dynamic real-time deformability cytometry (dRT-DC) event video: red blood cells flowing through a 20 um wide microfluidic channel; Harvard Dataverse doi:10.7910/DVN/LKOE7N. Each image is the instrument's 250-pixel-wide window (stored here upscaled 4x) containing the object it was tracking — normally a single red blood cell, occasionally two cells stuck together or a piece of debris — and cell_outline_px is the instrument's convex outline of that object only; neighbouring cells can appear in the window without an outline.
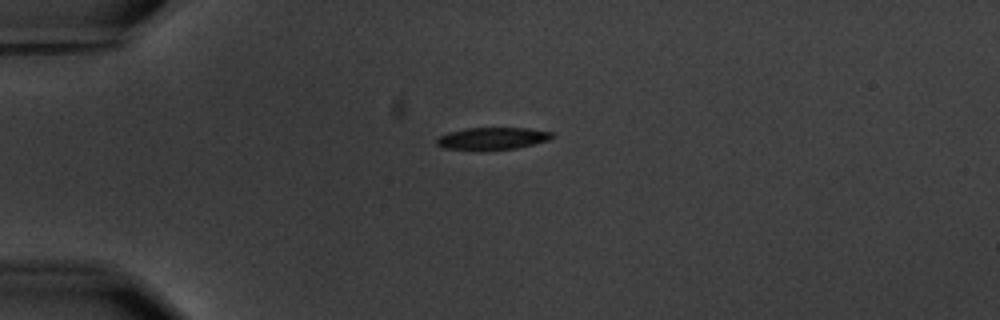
{"species": "common noctule bat (a hibernating species)", "species_latin": "Nyctalus noctula", "temperature_condition": "warm", "stored_images_in_passage": 3, "camera_frame_rate_fps": 3000, "um_per_image_px": 0.085, "animal": {"sex": "male", "body_mass_g": 20.1, "forearm_length_mm": 53.5}, "frame": {"image": 1, "passage_image": 1, "time_ms": 0.0, "image_size_px": [1000, 320], "cell_outline_px": [[556, 136], [548, 140], [516, 148], [488, 152], [476, 152], [440, 148], [436, 144], [436, 140], [440, 136], [448, 132], [464, 128], [528, 128], [552, 132]], "centroid_in_image_um": [41.78, 11.81], "position_along_channel_um": 43.2, "area_um2": 15.66}}
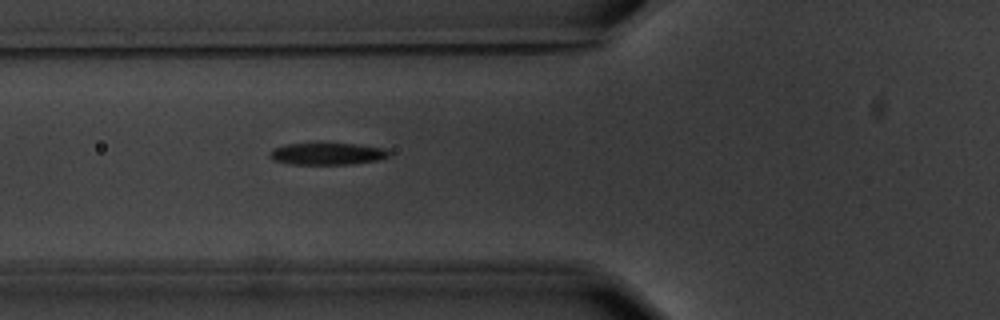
{"frame": {"image": 2, "passage_image": 3, "time_ms": 2.333, "image_size_px": [1000, 320], "cell_outline_px": [[392, 156], [380, 160], [352, 164], [288, 164], [272, 160], [268, 156], [268, 152], [272, 148], [284, 144], [356, 144], [384, 148], [392, 152]], "centroid_in_image_um": [27.82, 13.08], "position_along_channel_um": 98.0, "area_um2": 15.49}}